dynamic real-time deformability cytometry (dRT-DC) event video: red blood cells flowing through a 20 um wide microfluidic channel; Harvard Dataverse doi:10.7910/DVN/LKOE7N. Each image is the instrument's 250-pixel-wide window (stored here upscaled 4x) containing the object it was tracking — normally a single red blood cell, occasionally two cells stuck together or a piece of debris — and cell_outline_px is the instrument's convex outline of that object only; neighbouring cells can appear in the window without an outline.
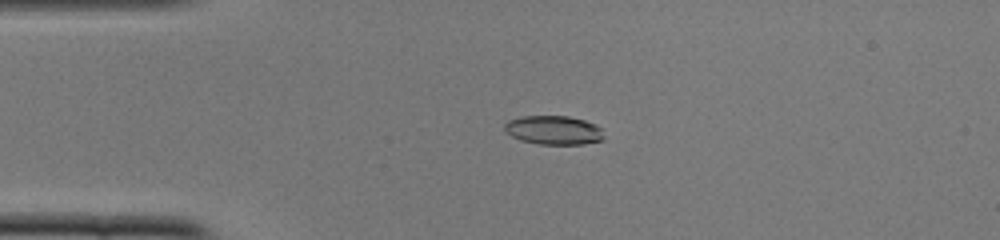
{"species": "common noctule bat (a hibernating species)", "species_latin": "Nyctalus noctula", "temperature_condition": "cold", "stored_images_in_passage": 51, "camera_frame_rate_fps": 3000, "um_per_image_px": 0.085, "animal": {"sex": "female", "body_mass_g": 22.0, "forearm_length_mm": 56.7}, "frame": {"image": 1, "passage_image": 11, "time_ms": 3.333, "image_size_px": [1000, 240], "cell_outline_px": [[604, 140], [584, 144], [540, 144], [520, 140], [504, 132], [504, 124], [508, 120], [520, 116], [568, 116], [584, 120], [596, 124], [600, 128], [604, 136]], "centroid_in_image_um": [47.05, 11.06], "position_along_channel_um": 38.0, "area_um2": 16.88}}
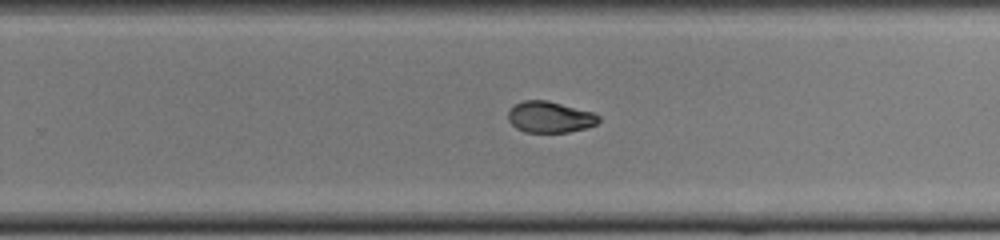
{"frame": {"image": 2, "passage_image": 32, "time_ms": 10.333, "image_size_px": [1000, 240], "cell_outline_px": [[600, 120], [596, 124], [584, 128], [568, 132], [524, 132], [516, 128], [508, 120], [508, 112], [516, 104], [524, 100], [548, 100], [592, 112], [600, 116]], "centroid_in_image_um": [46.73, 9.95], "position_along_channel_um": 283.1, "area_um2": 16.36}}
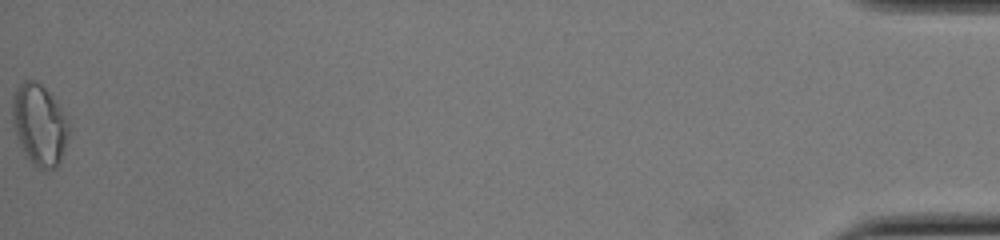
{"frame": {"image": 3, "passage_image": 51, "time_ms": 16.667, "image_size_px": [1000, 240], "cell_outline_px": [[68, 136], [64, 152], [60, 164], [56, 168], [48, 172], [32, 164], [24, 152], [16, 136], [12, 124], [12, 96], [16, 88], [24, 80], [36, 80], [56, 100], [64, 116], [68, 128]], "centroid_in_image_um": [3.33, 10.63], "position_along_channel_um": 431.9, "area_um2": 26.76}, "authors_computed_cell_mechanics": {"area_um2": 17.3978, "velocity_mm_per_s": 3.9115, "shape_relaxation_time_tau1_ms": null, "shape_relaxation_time_tau2_ms": 7.6529, "deformation_change_tau1": null, "deformation_change_tau2": 0.1127}}